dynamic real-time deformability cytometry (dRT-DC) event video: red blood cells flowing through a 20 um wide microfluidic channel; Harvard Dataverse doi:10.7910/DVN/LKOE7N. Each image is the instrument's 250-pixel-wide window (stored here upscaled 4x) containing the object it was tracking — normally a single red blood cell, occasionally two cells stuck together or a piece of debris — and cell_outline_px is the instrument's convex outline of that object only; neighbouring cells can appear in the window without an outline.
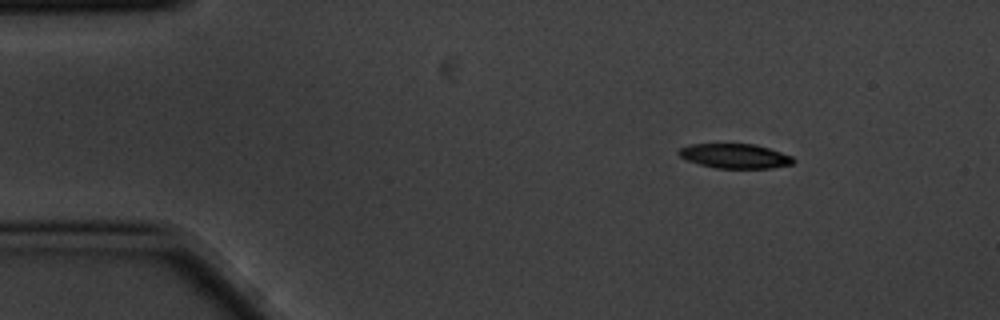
{"species": "common noctule bat (a hibernating species)", "species_latin": "Nyctalus noctula", "temperature_condition": "cold", "stored_images_in_passage": 9, "camera_frame_rate_fps": 3000, "um_per_image_px": 0.085, "animal": {"sex": "male", "body_mass_g": 20.1, "forearm_length_mm": 53.5}, "frame": {"image": 1, "passage_image": 1, "time_ms": 0.0, "image_size_px": [1000, 320], "cell_outline_px": [[796, 160], [792, 164], [772, 168], [716, 168], [700, 164], [688, 160], [680, 156], [676, 152], [680, 148], [688, 144], [756, 144], [792, 156]], "centroid_in_image_um": [62.47, 13.26], "position_along_channel_um": 22.5, "area_um2": 16.36}}
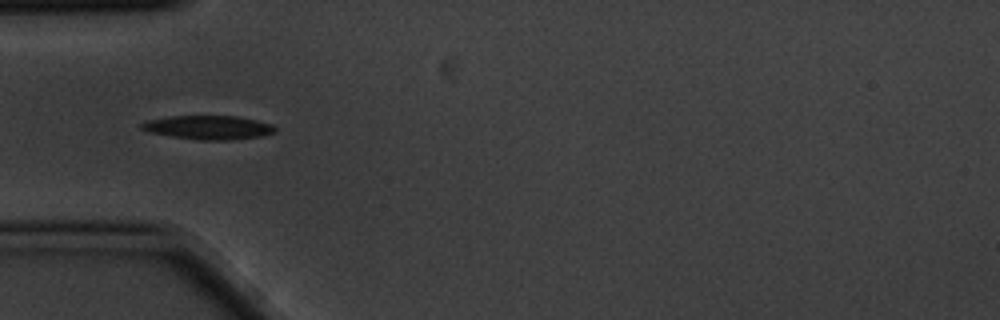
{"frame": {"image": 2, "passage_image": 4, "time_ms": 1.0, "image_size_px": [1000, 320], "cell_outline_px": [[276, 132], [260, 136], [232, 140], [200, 140], [172, 136], [148, 132], [140, 128], [140, 124], [148, 120], [172, 116], [236, 116], [256, 120], [272, 124], [276, 128]], "centroid_in_image_um": [17.72, 10.83], "position_along_channel_um": 67.3, "area_um2": 18.5}}